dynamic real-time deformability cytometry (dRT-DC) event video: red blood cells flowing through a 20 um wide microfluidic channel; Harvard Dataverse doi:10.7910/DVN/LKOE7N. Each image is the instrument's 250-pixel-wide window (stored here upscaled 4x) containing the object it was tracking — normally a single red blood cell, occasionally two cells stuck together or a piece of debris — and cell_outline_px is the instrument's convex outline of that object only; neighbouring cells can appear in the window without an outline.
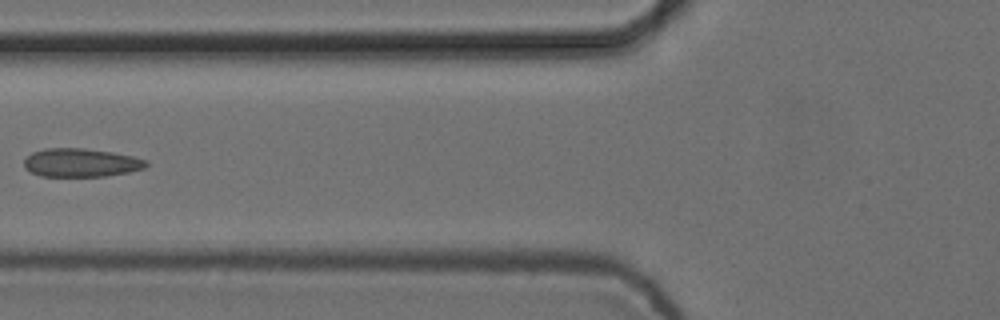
{"species": "common noctule bat (a hibernating species)", "species_latin": "Nyctalus noctula", "temperature_condition": "cold", "stored_images_in_passage": 8, "camera_frame_rate_fps": 3000, "um_per_image_px": 0.085, "animal": {"sex": "female", "body_mass_g": 24.6, "forearm_length_mm": 56.2}, "frame": {"image": 1, "passage_image": 8, "time_ms": 2.333, "image_size_px": [1000, 320], "cell_outline_px": [[148, 164], [144, 168], [128, 172], [104, 176], [40, 176], [24, 168], [24, 160], [32, 152], [44, 148], [84, 148], [112, 152], [132, 156], [148, 160]], "centroid_in_image_um": [6.87, 13.82], "position_along_channel_um": 118.9, "area_um2": 20.23}}